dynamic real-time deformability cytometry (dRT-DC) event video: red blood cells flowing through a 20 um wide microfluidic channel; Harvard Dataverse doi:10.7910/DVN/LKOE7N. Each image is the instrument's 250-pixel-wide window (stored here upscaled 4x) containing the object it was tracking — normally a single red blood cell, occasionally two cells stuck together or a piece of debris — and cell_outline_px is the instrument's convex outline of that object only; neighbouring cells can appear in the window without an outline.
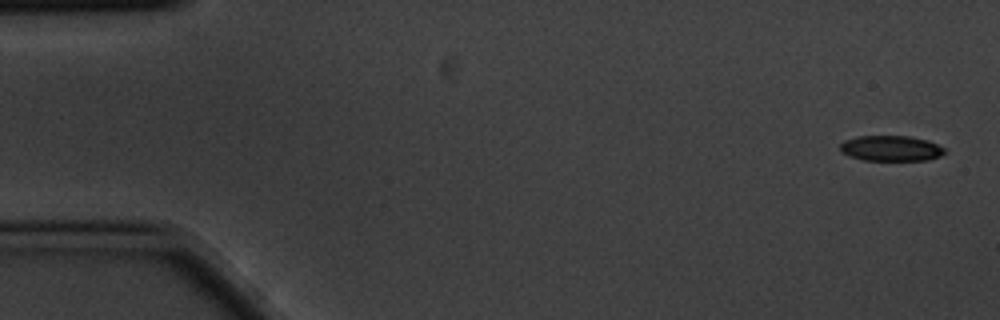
{"species": "common noctule bat (a hibernating species)", "species_latin": "Nyctalus noctula", "temperature_condition": "cold", "stored_images_in_passage": 6, "camera_frame_rate_fps": 3000, "um_per_image_px": 0.085, "animal": {"sex": "male", "body_mass_g": 20.1, "forearm_length_mm": 53.5}, "frame": {"image": 1, "passage_image": 1, "time_ms": 0.0, "image_size_px": [1000, 320], "cell_outline_px": [[948, 152], [940, 156], [928, 160], [864, 160], [848, 156], [840, 152], [840, 144], [844, 140], [856, 136], [908, 136], [928, 140], [944, 148]], "centroid_in_image_um": [75.72, 12.61], "position_along_channel_um": 9.3, "area_um2": 15.66}}